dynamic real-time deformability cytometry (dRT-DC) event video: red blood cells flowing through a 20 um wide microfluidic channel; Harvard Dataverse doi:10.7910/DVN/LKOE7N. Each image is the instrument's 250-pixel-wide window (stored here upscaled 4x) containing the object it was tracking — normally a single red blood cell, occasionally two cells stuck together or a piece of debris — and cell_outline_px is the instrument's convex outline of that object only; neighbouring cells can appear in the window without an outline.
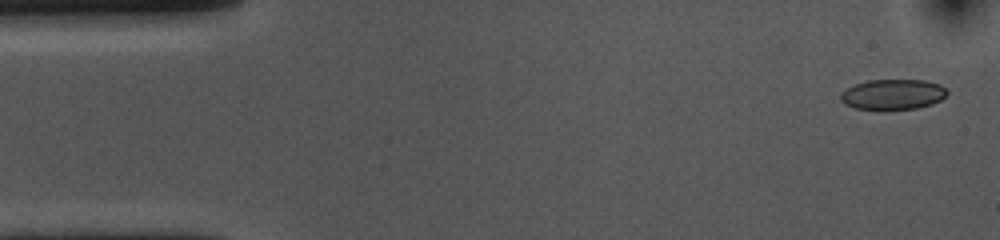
{"species": "common noctule bat (a hibernating species)", "species_latin": "Nyctalus noctula", "temperature_condition": "cold", "stored_images_in_passage": 54, "camera_frame_rate_fps": 3000, "um_per_image_px": 0.085, "animal": {"sex": "female", "body_mass_g": 10.0, "forearm_length_mm": 53.1}, "frame": {"image": 1, "passage_image": 2, "time_ms": 0.333, "image_size_px": [1000, 240], "cell_outline_px": [[948, 92], [940, 100], [932, 104], [916, 108], [884, 112], [876, 112], [856, 108], [844, 104], [840, 100], [840, 92], [856, 84], [868, 80], [924, 80], [940, 84]], "centroid_in_image_um": [75.84, 8.07], "position_along_channel_um": 9.2, "area_um2": 19.42}}
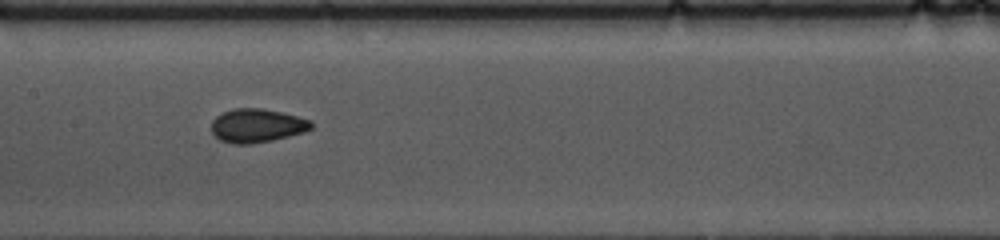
{"frame": {"image": 2, "passage_image": 25, "time_ms": 8.0, "image_size_px": [1000, 240], "cell_outline_px": [[312, 128], [304, 132], [272, 140], [252, 144], [236, 144], [220, 140], [212, 132], [212, 120], [216, 116], [224, 112], [236, 108], [264, 108], [312, 120]], "centroid_in_image_um": [21.84, 10.67], "position_along_channel_um": 185.6, "area_um2": 19.48}}
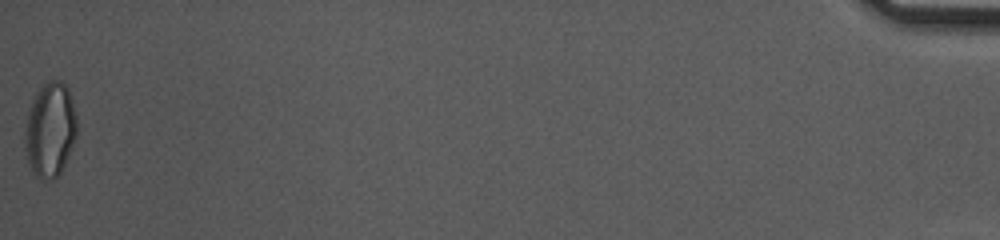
{"frame": {"image": 3, "passage_image": 54, "time_ms": 17.667, "image_size_px": [1000, 240], "cell_outline_px": [[76, 136], [68, 156], [60, 172], [56, 176], [40, 180], [36, 176], [28, 164], [24, 148], [24, 132], [32, 100], [36, 92], [48, 80], [60, 80], [68, 88], [72, 100], [76, 116]], "centroid_in_image_um": [4.24, 11.02], "position_along_channel_um": 431.0, "area_um2": 28.44}, "authors_computed_cell_mechanics": {"area_um2": 19.3341, "velocity_mm_per_s": 3.633, "shape_relaxation_time_tau1_ms": 6.6663, "shape_relaxation_time_tau2_ms": 1.2515, "deformation_change_tau1": 0.1374, "deformation_change_tau2": 0.05}}